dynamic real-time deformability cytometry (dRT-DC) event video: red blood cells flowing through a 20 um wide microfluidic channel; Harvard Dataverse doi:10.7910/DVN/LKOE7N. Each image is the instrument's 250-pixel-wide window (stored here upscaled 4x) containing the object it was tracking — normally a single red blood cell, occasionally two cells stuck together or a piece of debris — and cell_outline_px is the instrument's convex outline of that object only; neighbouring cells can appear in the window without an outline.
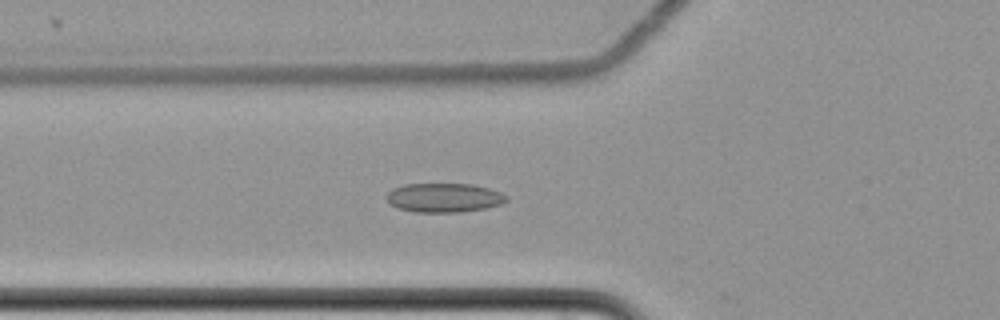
{"species": "common noctule bat (a hibernating species)", "species_latin": "Nyctalus noctula", "temperature_condition": "cold", "stored_images_in_passage": 62, "camera_frame_rate_fps": 3000, "um_per_image_px": 0.085, "animal": {"sex": "female", "body_mass_g": 22.7, "forearm_length_mm": 54.2}, "frame": {"image": 1, "passage_image": 25, "time_ms": 8.0, "image_size_px": [1000, 320], "cell_outline_px": [[508, 200], [500, 204], [484, 208], [460, 212], [416, 212], [396, 208], [388, 204], [384, 196], [392, 188], [404, 184], [472, 184], [488, 188], [500, 192], [508, 196]], "centroid_in_image_um": [37.68, 16.8], "position_along_channel_um": 88.1, "area_um2": 20.52}}
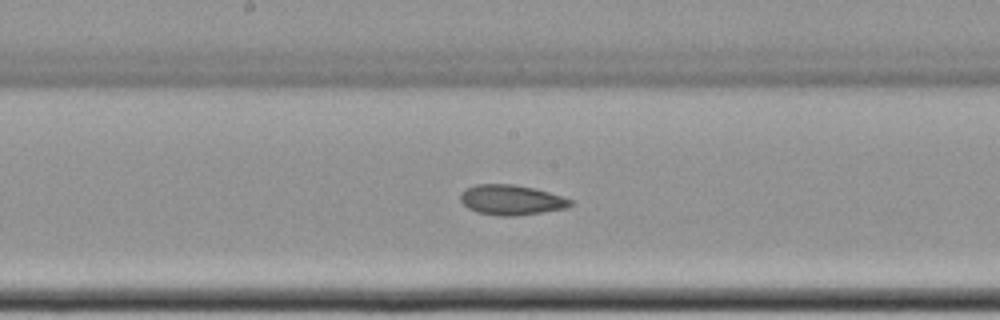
{"frame": {"image": 2, "passage_image": 35, "time_ms": 11.333, "image_size_px": [1000, 320], "cell_outline_px": [[572, 204], [568, 208], [516, 216], [500, 216], [476, 212], [468, 208], [460, 200], [460, 192], [464, 188], [476, 184], [512, 184], [532, 188], [548, 192], [572, 200]], "centroid_in_image_um": [43.41, 16.99], "position_along_channel_um": 204.8, "area_um2": 19.31}}
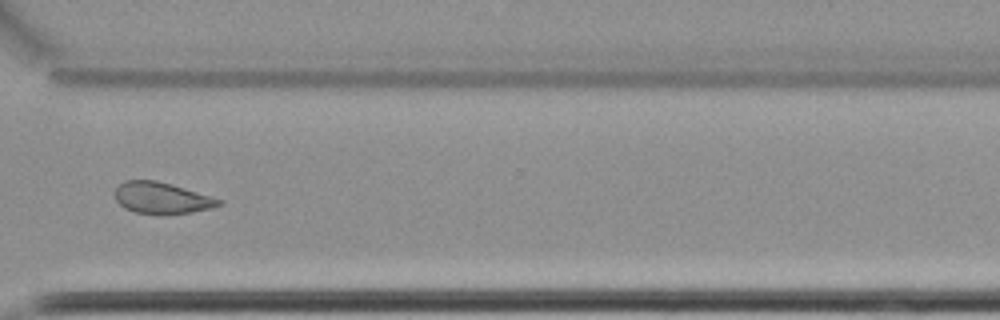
{"frame": {"image": 3, "passage_image": 48, "time_ms": 15.667, "image_size_px": [1000, 320], "cell_outline_px": [[224, 204], [212, 208], [192, 212], [136, 212], [124, 208], [116, 200], [116, 188], [124, 180], [156, 180], [184, 188], [224, 200]], "centroid_in_image_um": [13.78, 16.8], "position_along_channel_um": 356.8, "area_um2": 18.44}, "authors_computed_cell_mechanics": {"area_um2": 20.5479, "velocity_mm_per_s": 3.4991, "shape_relaxation_time_tau1_ms": null, "shape_relaxation_time_tau2_ms": 5.8069, "deformation_change_tau1": null, "deformation_change_tau2": 0.1141}}